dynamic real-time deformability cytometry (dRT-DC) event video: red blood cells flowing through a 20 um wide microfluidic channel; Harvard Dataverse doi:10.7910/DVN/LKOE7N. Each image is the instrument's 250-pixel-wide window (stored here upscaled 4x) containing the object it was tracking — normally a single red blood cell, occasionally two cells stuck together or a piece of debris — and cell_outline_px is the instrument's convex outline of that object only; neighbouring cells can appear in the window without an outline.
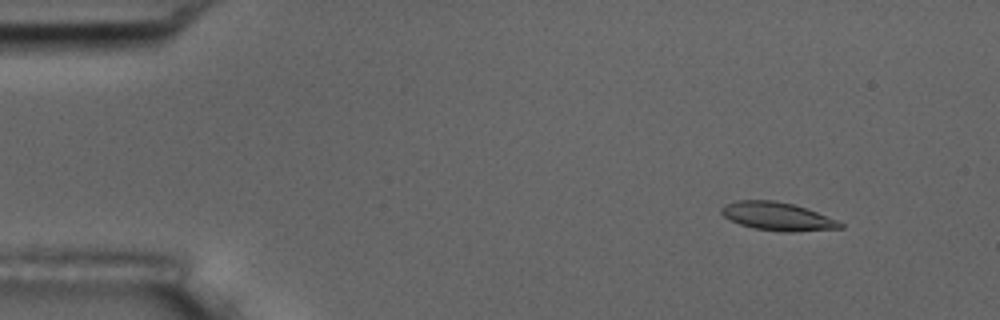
{"species": "common noctule bat (a hibernating species)", "species_latin": "Nyctalus noctula", "temperature_condition": "room temperature", "stored_images_in_passage": 6, "camera_frame_rate_fps": 3000, "um_per_image_px": 0.085, "animal": {"sex": "male", "body_mass_g": 17.5, "forearm_length_mm": 52.3}, "frame": {"image": 1, "passage_image": 2, "time_ms": 1.0, "image_size_px": [1000, 320], "cell_outline_px": [[844, 228], [792, 232], [780, 232], [752, 228], [728, 220], [720, 212], [720, 208], [724, 204], [736, 200], [772, 200], [792, 204], [816, 212], [836, 220], [844, 224]], "centroid_in_image_um": [66.03, 18.4], "position_along_channel_um": 19.0, "area_um2": 19.59}}
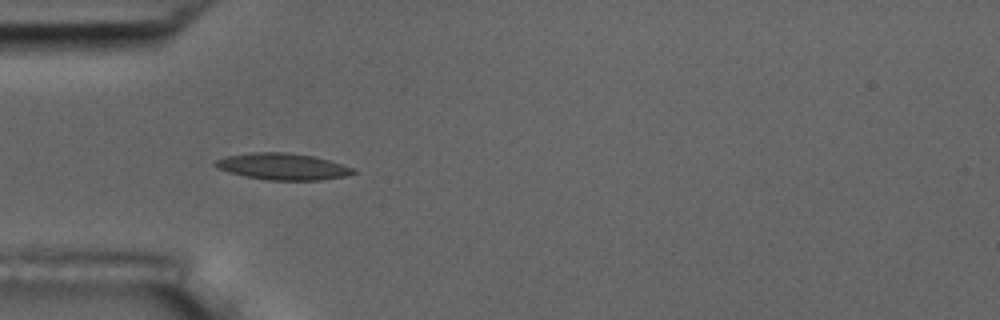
{"frame": {"image": 2, "passage_image": 5, "time_ms": 4.667, "image_size_px": [1000, 320], "cell_outline_px": [[356, 172], [344, 176], [320, 180], [268, 180], [244, 176], [228, 172], [216, 168], [212, 164], [216, 160], [224, 156], [252, 152], [288, 152], [312, 156], [328, 160], [356, 168]], "centroid_in_image_um": [23.98, 14.15], "position_along_channel_um": 61.0, "area_um2": 21.44}}